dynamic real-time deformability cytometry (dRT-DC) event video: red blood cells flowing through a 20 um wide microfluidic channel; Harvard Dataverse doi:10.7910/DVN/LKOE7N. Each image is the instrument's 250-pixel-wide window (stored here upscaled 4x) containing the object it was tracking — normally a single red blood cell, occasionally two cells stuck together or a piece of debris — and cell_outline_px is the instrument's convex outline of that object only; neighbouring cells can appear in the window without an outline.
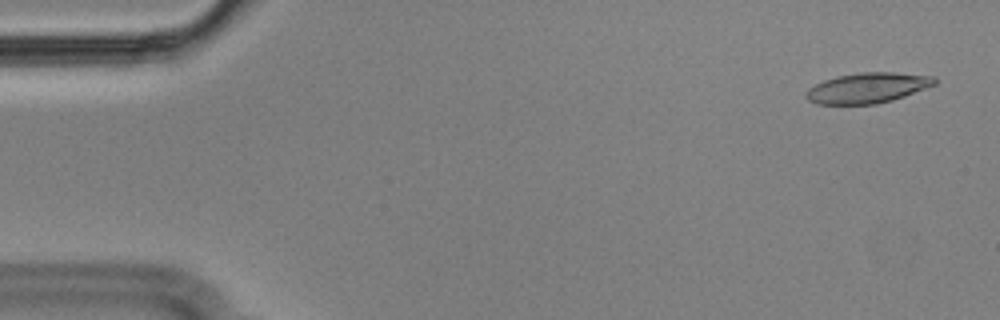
{"species": "Egyptian fruit bat (a non-hibernating species)", "species_latin": "Rousettus aegyptiacus", "temperature_condition": "cold", "stored_images_in_passage": 55, "camera_frame_rate_fps": 3000, "um_per_image_px": 0.085, "animal": {"sex": "male"}, "frame": {"image": 1, "passage_image": 2, "time_ms": 0.333, "image_size_px": [1000, 320], "cell_outline_px": [[936, 84], [904, 96], [892, 100], [876, 104], [816, 104], [808, 100], [804, 96], [804, 92], [808, 88], [824, 80], [836, 76], [860, 72], [892, 72], [932, 76], [936, 80]], "centroid_in_image_um": [73.69, 7.47], "position_along_channel_um": 11.3, "area_um2": 22.72}}
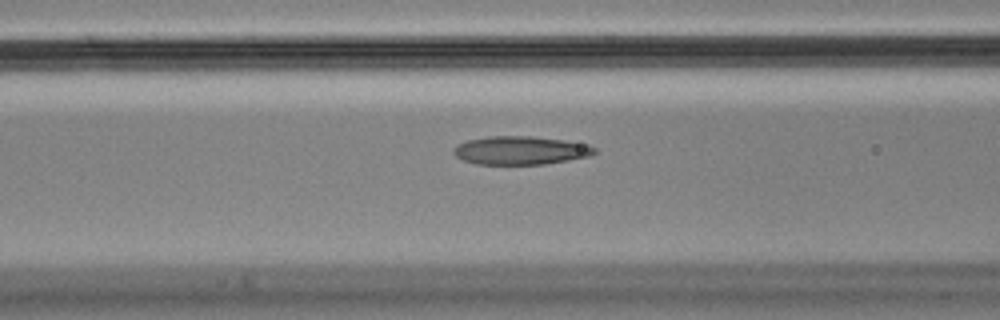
{"frame": {"image": 2, "passage_image": 21, "time_ms": 6.667, "image_size_px": [1000, 320], "cell_outline_px": [[596, 152], [588, 156], [568, 160], [544, 164], [476, 164], [464, 160], [456, 156], [452, 152], [452, 148], [468, 140], [488, 136], [532, 136], [564, 140], [588, 144], [596, 148]], "centroid_in_image_um": [44.24, 12.78], "position_along_channel_um": 122.4, "area_um2": 23.24}}
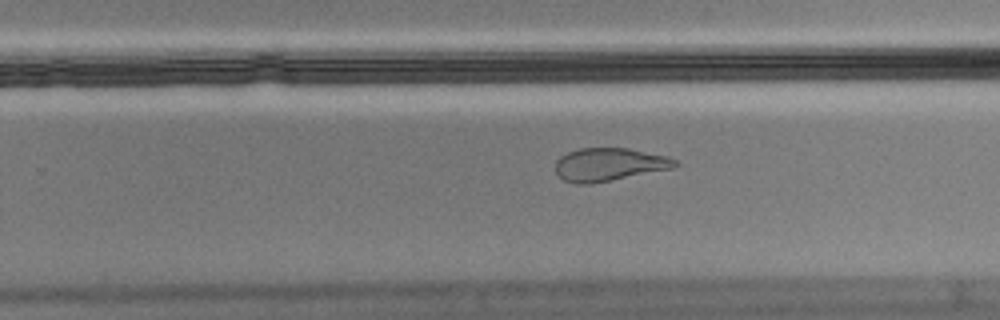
{"frame": {"image": 3, "passage_image": 34, "time_ms": 11.0, "image_size_px": [1000, 320], "cell_outline_px": [[680, 164], [676, 168], [588, 184], [576, 184], [564, 180], [556, 172], [556, 160], [560, 156], [568, 152], [580, 148], [628, 148], [668, 156], [676, 160]], "centroid_in_image_um": [51.81, 13.97], "position_along_channel_um": 278.0, "area_um2": 23.06}, "authors_computed_cell_mechanics": {"area_um2": 23.9292, "velocity_mm_per_s": 3.6028, "shape_relaxation_time_tau1_ms": null, "shape_relaxation_time_tau2_ms": 2.2801, "deformation_change_tau1": null, "deformation_change_tau2": 0.0633}}